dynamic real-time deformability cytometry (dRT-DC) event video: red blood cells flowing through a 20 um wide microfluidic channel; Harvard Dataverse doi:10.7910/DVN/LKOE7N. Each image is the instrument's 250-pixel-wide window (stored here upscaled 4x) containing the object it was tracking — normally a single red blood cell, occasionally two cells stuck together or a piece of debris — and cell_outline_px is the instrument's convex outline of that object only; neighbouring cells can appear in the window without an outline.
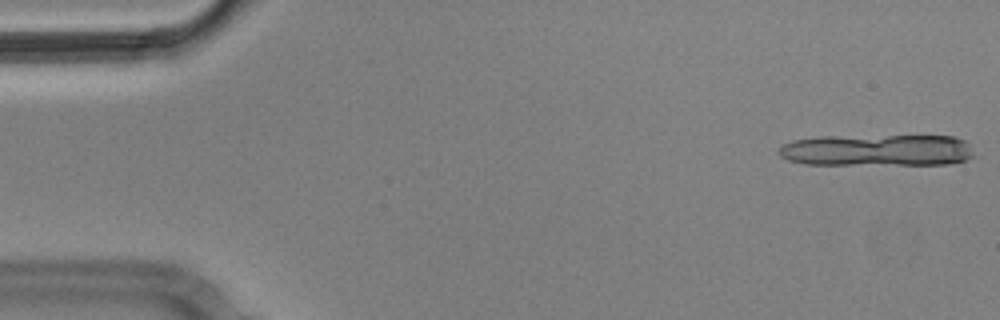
{"species": "Egyptian fruit bat (a non-hibernating species)", "species_latin": "Rousettus aegyptiacus", "temperature_condition": "cold", "stored_images_in_passage": 4, "camera_frame_rate_fps": 3000, "um_per_image_px": 0.085, "animal": {"sex": "male"}, "frame": {"image": 1, "passage_image": 1, "time_ms": 0.0, "image_size_px": [1000, 320], "cell_outline_px": [[972, 156], [968, 160], [948, 164], [808, 164], [788, 160], [780, 156], [780, 148], [784, 144], [792, 140], [820, 136], [956, 136], [964, 140], [968, 144], [972, 152]], "centroid_in_image_um": [74.56, 12.76], "position_along_channel_um": 10.4, "area_um2": 36.07}}